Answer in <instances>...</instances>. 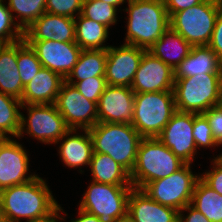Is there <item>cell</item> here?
<instances>
[{
	"mask_svg": "<svg viewBox=\"0 0 222 222\" xmlns=\"http://www.w3.org/2000/svg\"><path fill=\"white\" fill-rule=\"evenodd\" d=\"M0 206L4 222H20L23 218L27 222H49L56 218L59 204L46 180L37 176L1 190Z\"/></svg>",
	"mask_w": 222,
	"mask_h": 222,
	"instance_id": "6da1fadb",
	"label": "cell"
},
{
	"mask_svg": "<svg viewBox=\"0 0 222 222\" xmlns=\"http://www.w3.org/2000/svg\"><path fill=\"white\" fill-rule=\"evenodd\" d=\"M125 44L145 50L162 38L170 27L164 0H129Z\"/></svg>",
	"mask_w": 222,
	"mask_h": 222,
	"instance_id": "7a4b0ae2",
	"label": "cell"
},
{
	"mask_svg": "<svg viewBox=\"0 0 222 222\" xmlns=\"http://www.w3.org/2000/svg\"><path fill=\"white\" fill-rule=\"evenodd\" d=\"M93 153L109 155L129 173L132 172L142 136L128 123L98 122L88 129Z\"/></svg>",
	"mask_w": 222,
	"mask_h": 222,
	"instance_id": "3957f363",
	"label": "cell"
},
{
	"mask_svg": "<svg viewBox=\"0 0 222 222\" xmlns=\"http://www.w3.org/2000/svg\"><path fill=\"white\" fill-rule=\"evenodd\" d=\"M185 164L157 137L142 138L130 173L131 184L134 188L143 189L149 182L166 178Z\"/></svg>",
	"mask_w": 222,
	"mask_h": 222,
	"instance_id": "277c9868",
	"label": "cell"
},
{
	"mask_svg": "<svg viewBox=\"0 0 222 222\" xmlns=\"http://www.w3.org/2000/svg\"><path fill=\"white\" fill-rule=\"evenodd\" d=\"M176 110L203 114L222 103V73H204L174 79Z\"/></svg>",
	"mask_w": 222,
	"mask_h": 222,
	"instance_id": "5b68a950",
	"label": "cell"
},
{
	"mask_svg": "<svg viewBox=\"0 0 222 222\" xmlns=\"http://www.w3.org/2000/svg\"><path fill=\"white\" fill-rule=\"evenodd\" d=\"M176 111L173 91L135 94L132 126L143 138L158 137Z\"/></svg>",
	"mask_w": 222,
	"mask_h": 222,
	"instance_id": "8992f818",
	"label": "cell"
},
{
	"mask_svg": "<svg viewBox=\"0 0 222 222\" xmlns=\"http://www.w3.org/2000/svg\"><path fill=\"white\" fill-rule=\"evenodd\" d=\"M221 8L222 1L204 0L191 8L174 13L170 17V27L191 46H208Z\"/></svg>",
	"mask_w": 222,
	"mask_h": 222,
	"instance_id": "52a82bcc",
	"label": "cell"
},
{
	"mask_svg": "<svg viewBox=\"0 0 222 222\" xmlns=\"http://www.w3.org/2000/svg\"><path fill=\"white\" fill-rule=\"evenodd\" d=\"M133 186H118L92 181L79 208L96 215L100 222H118L127 216L128 197Z\"/></svg>",
	"mask_w": 222,
	"mask_h": 222,
	"instance_id": "ba28073f",
	"label": "cell"
},
{
	"mask_svg": "<svg viewBox=\"0 0 222 222\" xmlns=\"http://www.w3.org/2000/svg\"><path fill=\"white\" fill-rule=\"evenodd\" d=\"M23 108L28 117L21 112L19 139L25 132L44 144H58L70 129L55 104H22Z\"/></svg>",
	"mask_w": 222,
	"mask_h": 222,
	"instance_id": "9c48e42d",
	"label": "cell"
},
{
	"mask_svg": "<svg viewBox=\"0 0 222 222\" xmlns=\"http://www.w3.org/2000/svg\"><path fill=\"white\" fill-rule=\"evenodd\" d=\"M199 178L200 175L192 173L191 164H185L168 177L149 182L142 190L161 205L180 211L191 204Z\"/></svg>",
	"mask_w": 222,
	"mask_h": 222,
	"instance_id": "30bf717a",
	"label": "cell"
},
{
	"mask_svg": "<svg viewBox=\"0 0 222 222\" xmlns=\"http://www.w3.org/2000/svg\"><path fill=\"white\" fill-rule=\"evenodd\" d=\"M55 105L70 129L88 130L98 123L97 103L86 99L66 81L61 86Z\"/></svg>",
	"mask_w": 222,
	"mask_h": 222,
	"instance_id": "8fae6325",
	"label": "cell"
},
{
	"mask_svg": "<svg viewBox=\"0 0 222 222\" xmlns=\"http://www.w3.org/2000/svg\"><path fill=\"white\" fill-rule=\"evenodd\" d=\"M193 124L194 113L176 111L157 137L186 164H192L197 152Z\"/></svg>",
	"mask_w": 222,
	"mask_h": 222,
	"instance_id": "7c38bea8",
	"label": "cell"
},
{
	"mask_svg": "<svg viewBox=\"0 0 222 222\" xmlns=\"http://www.w3.org/2000/svg\"><path fill=\"white\" fill-rule=\"evenodd\" d=\"M22 144L12 138H0V191L33 180L29 158ZM28 175V176H27Z\"/></svg>",
	"mask_w": 222,
	"mask_h": 222,
	"instance_id": "4fadbf2b",
	"label": "cell"
},
{
	"mask_svg": "<svg viewBox=\"0 0 222 222\" xmlns=\"http://www.w3.org/2000/svg\"><path fill=\"white\" fill-rule=\"evenodd\" d=\"M147 50L123 43L106 50L105 79L108 85L131 87L141 58Z\"/></svg>",
	"mask_w": 222,
	"mask_h": 222,
	"instance_id": "5bb4252c",
	"label": "cell"
},
{
	"mask_svg": "<svg viewBox=\"0 0 222 222\" xmlns=\"http://www.w3.org/2000/svg\"><path fill=\"white\" fill-rule=\"evenodd\" d=\"M35 51L44 68L61 75L64 79L78 62L82 49L76 42L53 40L26 41Z\"/></svg>",
	"mask_w": 222,
	"mask_h": 222,
	"instance_id": "9a60e30c",
	"label": "cell"
},
{
	"mask_svg": "<svg viewBox=\"0 0 222 222\" xmlns=\"http://www.w3.org/2000/svg\"><path fill=\"white\" fill-rule=\"evenodd\" d=\"M174 70L146 51L135 73L131 89L135 94L173 91Z\"/></svg>",
	"mask_w": 222,
	"mask_h": 222,
	"instance_id": "2e32d148",
	"label": "cell"
},
{
	"mask_svg": "<svg viewBox=\"0 0 222 222\" xmlns=\"http://www.w3.org/2000/svg\"><path fill=\"white\" fill-rule=\"evenodd\" d=\"M135 93L131 87L107 85L98 101V122L132 124Z\"/></svg>",
	"mask_w": 222,
	"mask_h": 222,
	"instance_id": "e0dca14e",
	"label": "cell"
},
{
	"mask_svg": "<svg viewBox=\"0 0 222 222\" xmlns=\"http://www.w3.org/2000/svg\"><path fill=\"white\" fill-rule=\"evenodd\" d=\"M75 34L73 18L45 12L24 30V40L75 42Z\"/></svg>",
	"mask_w": 222,
	"mask_h": 222,
	"instance_id": "ac0fdd59",
	"label": "cell"
},
{
	"mask_svg": "<svg viewBox=\"0 0 222 222\" xmlns=\"http://www.w3.org/2000/svg\"><path fill=\"white\" fill-rule=\"evenodd\" d=\"M179 211L154 201L142 189L132 188L127 216L133 222H178Z\"/></svg>",
	"mask_w": 222,
	"mask_h": 222,
	"instance_id": "d6986e66",
	"label": "cell"
},
{
	"mask_svg": "<svg viewBox=\"0 0 222 222\" xmlns=\"http://www.w3.org/2000/svg\"><path fill=\"white\" fill-rule=\"evenodd\" d=\"M65 79L48 68L42 69L24 86L22 104H55Z\"/></svg>",
	"mask_w": 222,
	"mask_h": 222,
	"instance_id": "ffe728a7",
	"label": "cell"
},
{
	"mask_svg": "<svg viewBox=\"0 0 222 222\" xmlns=\"http://www.w3.org/2000/svg\"><path fill=\"white\" fill-rule=\"evenodd\" d=\"M84 135L77 132V129H69L59 139L62 143L59 146V155L63 163L69 168H78L89 165L93 155V143L88 130L82 129Z\"/></svg>",
	"mask_w": 222,
	"mask_h": 222,
	"instance_id": "44dd1931",
	"label": "cell"
},
{
	"mask_svg": "<svg viewBox=\"0 0 222 222\" xmlns=\"http://www.w3.org/2000/svg\"><path fill=\"white\" fill-rule=\"evenodd\" d=\"M204 73H222V62L208 46H192L188 56L174 70V79Z\"/></svg>",
	"mask_w": 222,
	"mask_h": 222,
	"instance_id": "7402d4cb",
	"label": "cell"
},
{
	"mask_svg": "<svg viewBox=\"0 0 222 222\" xmlns=\"http://www.w3.org/2000/svg\"><path fill=\"white\" fill-rule=\"evenodd\" d=\"M23 90L17 64V42L0 44V92L21 100Z\"/></svg>",
	"mask_w": 222,
	"mask_h": 222,
	"instance_id": "603a6c76",
	"label": "cell"
},
{
	"mask_svg": "<svg viewBox=\"0 0 222 222\" xmlns=\"http://www.w3.org/2000/svg\"><path fill=\"white\" fill-rule=\"evenodd\" d=\"M191 48L192 46L181 35L169 27L148 52L175 70L188 56Z\"/></svg>",
	"mask_w": 222,
	"mask_h": 222,
	"instance_id": "cb8c5ba5",
	"label": "cell"
},
{
	"mask_svg": "<svg viewBox=\"0 0 222 222\" xmlns=\"http://www.w3.org/2000/svg\"><path fill=\"white\" fill-rule=\"evenodd\" d=\"M90 168L92 180L98 183L132 186L130 173L107 154L93 153Z\"/></svg>",
	"mask_w": 222,
	"mask_h": 222,
	"instance_id": "d4e9b609",
	"label": "cell"
},
{
	"mask_svg": "<svg viewBox=\"0 0 222 222\" xmlns=\"http://www.w3.org/2000/svg\"><path fill=\"white\" fill-rule=\"evenodd\" d=\"M75 21V42L82 50H107L104 46L109 35V28L101 23L79 14Z\"/></svg>",
	"mask_w": 222,
	"mask_h": 222,
	"instance_id": "484cf974",
	"label": "cell"
},
{
	"mask_svg": "<svg viewBox=\"0 0 222 222\" xmlns=\"http://www.w3.org/2000/svg\"><path fill=\"white\" fill-rule=\"evenodd\" d=\"M106 61V50H82L78 62L65 81L74 85L91 77H105Z\"/></svg>",
	"mask_w": 222,
	"mask_h": 222,
	"instance_id": "4316f807",
	"label": "cell"
},
{
	"mask_svg": "<svg viewBox=\"0 0 222 222\" xmlns=\"http://www.w3.org/2000/svg\"><path fill=\"white\" fill-rule=\"evenodd\" d=\"M191 205L210 222H222V195L210 188L201 178L194 187Z\"/></svg>",
	"mask_w": 222,
	"mask_h": 222,
	"instance_id": "83f0119b",
	"label": "cell"
},
{
	"mask_svg": "<svg viewBox=\"0 0 222 222\" xmlns=\"http://www.w3.org/2000/svg\"><path fill=\"white\" fill-rule=\"evenodd\" d=\"M21 107L19 99L0 92V138L18 137L21 119L18 108Z\"/></svg>",
	"mask_w": 222,
	"mask_h": 222,
	"instance_id": "f1b7e54d",
	"label": "cell"
},
{
	"mask_svg": "<svg viewBox=\"0 0 222 222\" xmlns=\"http://www.w3.org/2000/svg\"><path fill=\"white\" fill-rule=\"evenodd\" d=\"M45 7L46 0H8L13 19L18 18L16 23L23 31L46 12ZM13 12L17 13L16 16Z\"/></svg>",
	"mask_w": 222,
	"mask_h": 222,
	"instance_id": "f546056e",
	"label": "cell"
},
{
	"mask_svg": "<svg viewBox=\"0 0 222 222\" xmlns=\"http://www.w3.org/2000/svg\"><path fill=\"white\" fill-rule=\"evenodd\" d=\"M17 64L23 86L27 85L43 67L35 51L24 39L17 41Z\"/></svg>",
	"mask_w": 222,
	"mask_h": 222,
	"instance_id": "4dcf8cb0",
	"label": "cell"
},
{
	"mask_svg": "<svg viewBox=\"0 0 222 222\" xmlns=\"http://www.w3.org/2000/svg\"><path fill=\"white\" fill-rule=\"evenodd\" d=\"M118 8L100 0H84L81 15L108 28L117 22Z\"/></svg>",
	"mask_w": 222,
	"mask_h": 222,
	"instance_id": "1f68e13d",
	"label": "cell"
},
{
	"mask_svg": "<svg viewBox=\"0 0 222 222\" xmlns=\"http://www.w3.org/2000/svg\"><path fill=\"white\" fill-rule=\"evenodd\" d=\"M4 1L0 0V44L13 43L24 39V31L15 22Z\"/></svg>",
	"mask_w": 222,
	"mask_h": 222,
	"instance_id": "d6a6232c",
	"label": "cell"
},
{
	"mask_svg": "<svg viewBox=\"0 0 222 222\" xmlns=\"http://www.w3.org/2000/svg\"><path fill=\"white\" fill-rule=\"evenodd\" d=\"M193 136L196 147L219 146L212 136V129L203 114L194 113Z\"/></svg>",
	"mask_w": 222,
	"mask_h": 222,
	"instance_id": "836d02e7",
	"label": "cell"
},
{
	"mask_svg": "<svg viewBox=\"0 0 222 222\" xmlns=\"http://www.w3.org/2000/svg\"><path fill=\"white\" fill-rule=\"evenodd\" d=\"M84 0H46L45 10L54 15L76 18L81 14Z\"/></svg>",
	"mask_w": 222,
	"mask_h": 222,
	"instance_id": "e575fe53",
	"label": "cell"
},
{
	"mask_svg": "<svg viewBox=\"0 0 222 222\" xmlns=\"http://www.w3.org/2000/svg\"><path fill=\"white\" fill-rule=\"evenodd\" d=\"M105 77H91L76 82L73 86L88 100L98 104L99 98L107 87Z\"/></svg>",
	"mask_w": 222,
	"mask_h": 222,
	"instance_id": "d590c367",
	"label": "cell"
},
{
	"mask_svg": "<svg viewBox=\"0 0 222 222\" xmlns=\"http://www.w3.org/2000/svg\"><path fill=\"white\" fill-rule=\"evenodd\" d=\"M203 115L209 122L214 140L222 145V103L210 107Z\"/></svg>",
	"mask_w": 222,
	"mask_h": 222,
	"instance_id": "8d00e7d4",
	"label": "cell"
},
{
	"mask_svg": "<svg viewBox=\"0 0 222 222\" xmlns=\"http://www.w3.org/2000/svg\"><path fill=\"white\" fill-rule=\"evenodd\" d=\"M213 170L202 173L200 178L213 190L222 195V159L216 157L212 160Z\"/></svg>",
	"mask_w": 222,
	"mask_h": 222,
	"instance_id": "74e56055",
	"label": "cell"
},
{
	"mask_svg": "<svg viewBox=\"0 0 222 222\" xmlns=\"http://www.w3.org/2000/svg\"><path fill=\"white\" fill-rule=\"evenodd\" d=\"M208 47L217 55L222 62V8L217 15L212 38Z\"/></svg>",
	"mask_w": 222,
	"mask_h": 222,
	"instance_id": "f35d334b",
	"label": "cell"
},
{
	"mask_svg": "<svg viewBox=\"0 0 222 222\" xmlns=\"http://www.w3.org/2000/svg\"><path fill=\"white\" fill-rule=\"evenodd\" d=\"M204 0H164L169 18L176 12L191 8Z\"/></svg>",
	"mask_w": 222,
	"mask_h": 222,
	"instance_id": "ab89813d",
	"label": "cell"
},
{
	"mask_svg": "<svg viewBox=\"0 0 222 222\" xmlns=\"http://www.w3.org/2000/svg\"><path fill=\"white\" fill-rule=\"evenodd\" d=\"M187 212L188 215L184 216L183 212ZM184 216V217H183ZM178 222H210L201 212L195 209L191 204L186 205L179 211Z\"/></svg>",
	"mask_w": 222,
	"mask_h": 222,
	"instance_id": "60d3db41",
	"label": "cell"
},
{
	"mask_svg": "<svg viewBox=\"0 0 222 222\" xmlns=\"http://www.w3.org/2000/svg\"><path fill=\"white\" fill-rule=\"evenodd\" d=\"M78 210L79 217L71 220V222H100V219L96 215L90 214L80 208Z\"/></svg>",
	"mask_w": 222,
	"mask_h": 222,
	"instance_id": "b9f144b4",
	"label": "cell"
},
{
	"mask_svg": "<svg viewBox=\"0 0 222 222\" xmlns=\"http://www.w3.org/2000/svg\"><path fill=\"white\" fill-rule=\"evenodd\" d=\"M100 1L105 2V3H109L115 7H119L120 5H122L126 1L128 2L129 0H100Z\"/></svg>",
	"mask_w": 222,
	"mask_h": 222,
	"instance_id": "7bdbcfd3",
	"label": "cell"
},
{
	"mask_svg": "<svg viewBox=\"0 0 222 222\" xmlns=\"http://www.w3.org/2000/svg\"><path fill=\"white\" fill-rule=\"evenodd\" d=\"M61 211H63V209H62V207L59 205L58 206V210H57V215H56V218H54L53 220H51V221H49V222H58V221H60L59 219H61V221L62 220H65V218L63 217V216H61ZM59 213H60V215H59Z\"/></svg>",
	"mask_w": 222,
	"mask_h": 222,
	"instance_id": "ee69618b",
	"label": "cell"
},
{
	"mask_svg": "<svg viewBox=\"0 0 222 222\" xmlns=\"http://www.w3.org/2000/svg\"><path fill=\"white\" fill-rule=\"evenodd\" d=\"M118 222H133L128 216L125 218L120 219Z\"/></svg>",
	"mask_w": 222,
	"mask_h": 222,
	"instance_id": "f6af8a7d",
	"label": "cell"
},
{
	"mask_svg": "<svg viewBox=\"0 0 222 222\" xmlns=\"http://www.w3.org/2000/svg\"><path fill=\"white\" fill-rule=\"evenodd\" d=\"M0 222H4L3 216H2V211H1V206H0Z\"/></svg>",
	"mask_w": 222,
	"mask_h": 222,
	"instance_id": "bcb514c9",
	"label": "cell"
}]
</instances>
